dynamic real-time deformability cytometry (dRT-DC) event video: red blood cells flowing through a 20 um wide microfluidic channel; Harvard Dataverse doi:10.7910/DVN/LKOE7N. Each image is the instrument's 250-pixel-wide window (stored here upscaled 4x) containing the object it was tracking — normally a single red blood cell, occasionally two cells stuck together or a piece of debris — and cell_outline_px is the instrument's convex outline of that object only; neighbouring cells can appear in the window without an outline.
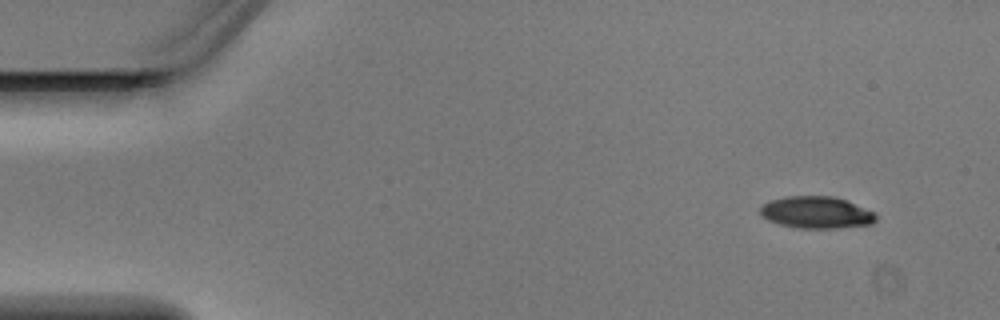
{"species": "Egyptian fruit bat (a non-hibernating species)", "species_latin": "Rousettus aegyptiacus", "temperature_condition": "warm", "stored_images_in_passage": 5, "camera_frame_rate_fps": 3000, "um_per_image_px": 0.085, "animal": {"sex": "male"}, "frame": {"image": 1, "passage_image": 1, "time_ms": 0.0, "image_size_px": [1000, 320], "cell_outline_px": [[876, 220], [872, 224], [836, 228], [796, 228], [780, 224], [768, 220], [760, 216], [760, 208], [768, 200], [784, 196], [836, 196], [848, 200], [876, 212]], "centroid_in_image_um": [69.4, 18.04], "position_along_channel_um": 15.6, "area_um2": 21.91}}
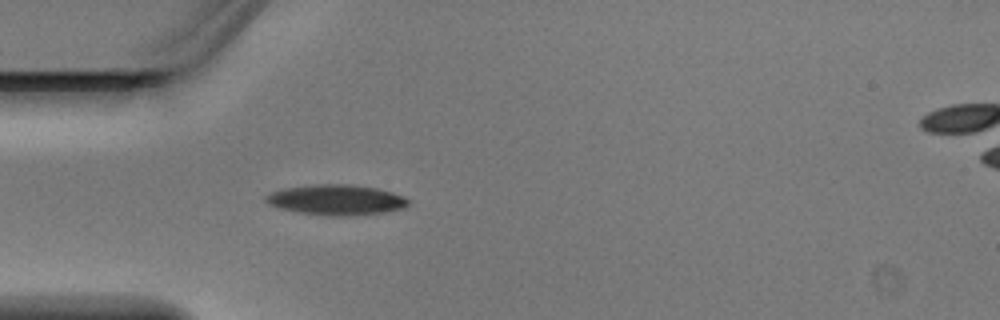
{"frame": {"image": 2, "passage_image": 4, "time_ms": 1.0, "image_size_px": [1000, 320], "cell_outline_px": [[408, 204], [404, 208], [384, 212], [352, 216], [328, 216], [300, 212], [280, 208], [268, 204], [264, 200], [264, 196], [272, 192], [284, 188], [320, 184], [352, 184], [376, 188], [392, 192], [404, 196], [408, 200]], "centroid_in_image_um": [28.59, 16.99], "position_along_channel_um": 56.4, "area_um2": 25.2}}